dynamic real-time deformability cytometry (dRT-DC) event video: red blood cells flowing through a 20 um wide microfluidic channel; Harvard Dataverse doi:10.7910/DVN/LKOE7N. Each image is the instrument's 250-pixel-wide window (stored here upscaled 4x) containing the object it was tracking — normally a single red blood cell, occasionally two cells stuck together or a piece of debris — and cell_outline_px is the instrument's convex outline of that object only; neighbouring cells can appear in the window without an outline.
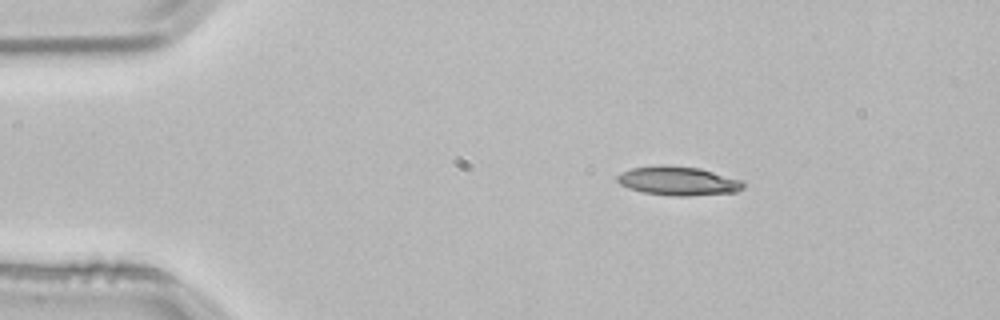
{"species": "common noctule bat (a hibernating species)", "species_latin": "Nyctalus noctula", "temperature_condition": "room temperature", "stored_images_in_passage": 3, "camera_frame_rate_fps": 3000, "um_per_image_px": 0.085, "animal": {"sex": "male", "body_mass_g": 21.5, "forearm_length_mm": 52.0}, "frame": {"image": 1, "passage_image": 2, "time_ms": 0.333, "image_size_px": [1000, 320], "cell_outline_px": [[744, 188], [736, 192], [688, 196], [672, 196], [644, 192], [628, 188], [620, 184], [616, 180], [616, 176], [620, 172], [632, 168], [656, 164], [668, 164], [700, 168], [744, 180]], "centroid_in_image_um": [57.64, 15.36], "position_along_channel_um": 27.4, "area_um2": 21.68}}
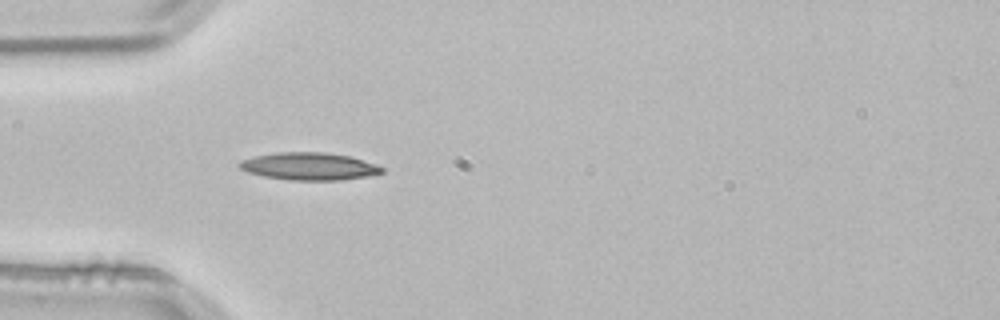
{"frame": {"image": 2, "passage_image": 3, "time_ms": 0.667, "image_size_px": [1000, 320], "cell_outline_px": [[384, 172], [368, 176], [344, 180], [288, 180], [264, 176], [248, 172], [240, 168], [236, 164], [240, 160], [256, 156], [280, 152], [324, 152], [352, 156], [376, 164], [384, 168]], "centroid_in_image_um": [26.3, 14.14], "position_along_channel_um": 58.7, "area_um2": 22.95}}